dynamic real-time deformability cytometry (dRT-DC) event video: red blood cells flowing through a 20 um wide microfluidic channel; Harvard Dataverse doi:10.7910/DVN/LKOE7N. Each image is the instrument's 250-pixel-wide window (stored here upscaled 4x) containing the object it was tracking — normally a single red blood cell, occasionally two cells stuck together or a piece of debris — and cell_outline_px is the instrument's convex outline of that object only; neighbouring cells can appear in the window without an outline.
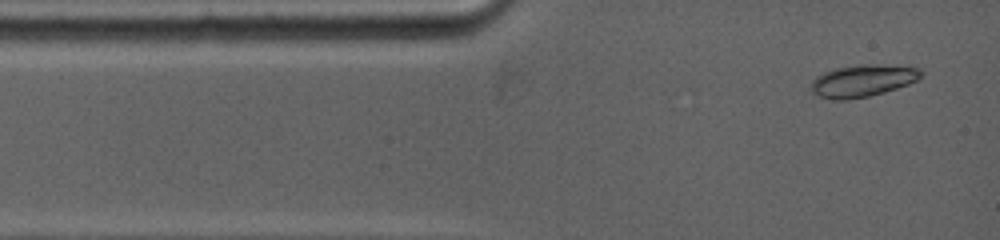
{"species": "common noctule bat (a hibernating species)", "species_latin": "Nyctalus noctula", "temperature_condition": "warm", "stored_images_in_passage": 42, "camera_frame_rate_fps": 5000, "um_per_image_px": 0.085, "animal": {"sex": "female", "body_mass_g": 19.0, "forearm_length_mm": 53.3}, "frame": {"image": 1, "passage_image": 1, "time_ms": 0.0, "image_size_px": [1000, 240], "cell_outline_px": [[924, 72], [916, 80], [908, 84], [884, 92], [868, 96], [844, 100], [832, 100], [820, 96], [812, 92], [812, 80], [816, 76], [824, 72], [836, 68], [860, 64], [872, 64], [920, 68]], "centroid_in_image_um": [73.31, 6.86], "position_along_channel_um": 11.7, "area_um2": 20.35}}
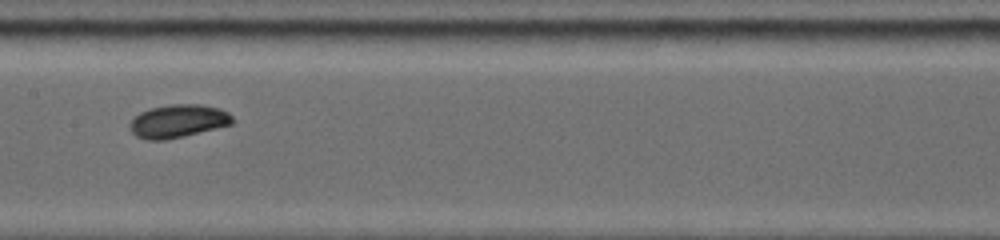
{"frame": {"image": 2, "passage_image": 18, "time_ms": 5.6, "image_size_px": [1000, 240], "cell_outline_px": [[232, 124], [184, 136], [164, 140], [148, 140], [136, 136], [128, 128], [132, 120], [140, 112], [152, 108], [172, 104], [200, 104], [220, 108], [228, 112], [232, 116]], "centroid_in_image_um": [15.13, 10.29], "position_along_channel_um": 192.3, "area_um2": 19.65}}
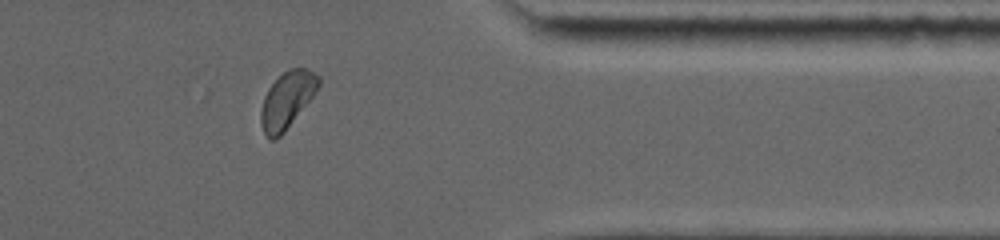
{"frame": {"image": 3, "passage_image": 34, "time_ms": 11.0, "image_size_px": [1000, 240], "cell_outline_px": [[320, 84], [312, 96], [284, 132], [276, 140], [268, 140], [260, 124], [260, 112], [264, 96], [268, 88], [288, 68], [304, 68], [320, 76]], "centroid_in_image_um": [24.36, 8.52], "position_along_channel_um": 387.0, "area_um2": 18.73}, "authors_computed_cell_mechanics": {"area_um2": 18.9006, "velocity_mm_per_s": 3.8675, "shape_relaxation_time_tau1_ms": 8.1034, "shape_relaxation_time_tau2_ms": null, "deformation_change_tau1": 0.1739, "deformation_change_tau2": null}}